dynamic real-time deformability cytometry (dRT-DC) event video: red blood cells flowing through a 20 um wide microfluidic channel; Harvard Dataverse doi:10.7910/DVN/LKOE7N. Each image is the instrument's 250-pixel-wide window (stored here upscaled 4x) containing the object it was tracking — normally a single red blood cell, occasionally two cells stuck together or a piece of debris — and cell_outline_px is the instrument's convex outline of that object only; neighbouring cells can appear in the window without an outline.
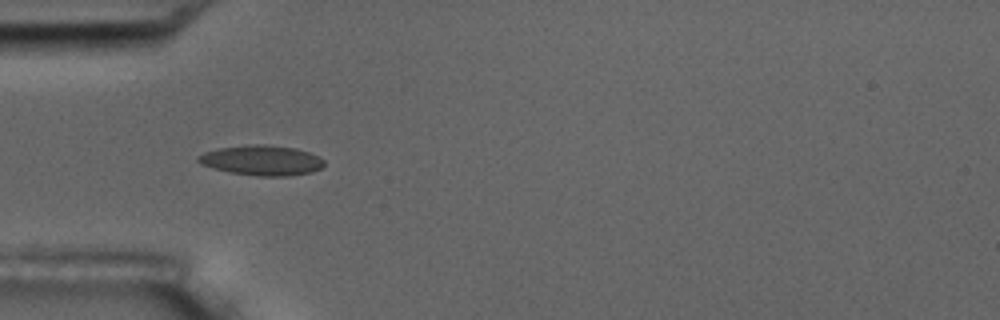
{"species": "common noctule bat (a hibernating species)", "species_latin": "Nyctalus noctula", "temperature_condition": "room temperature", "stored_images_in_passage": 3, "camera_frame_rate_fps": 3000, "um_per_image_px": 0.085, "animal": {"sex": "male", "body_mass_g": 17.5, "forearm_length_mm": 52.3}, "frame": {"image": 1, "passage_image": 2, "time_ms": 1.333, "image_size_px": [1000, 320], "cell_outline_px": [[324, 164], [320, 168], [312, 172], [288, 176], [256, 176], [228, 172], [212, 168], [200, 164], [196, 160], [196, 156], [204, 152], [220, 148], [248, 144], [264, 144], [296, 148], [308, 152], [324, 160]], "centroid_in_image_um": [22.2, 13.63], "position_along_channel_um": 62.8, "area_um2": 22.2}}